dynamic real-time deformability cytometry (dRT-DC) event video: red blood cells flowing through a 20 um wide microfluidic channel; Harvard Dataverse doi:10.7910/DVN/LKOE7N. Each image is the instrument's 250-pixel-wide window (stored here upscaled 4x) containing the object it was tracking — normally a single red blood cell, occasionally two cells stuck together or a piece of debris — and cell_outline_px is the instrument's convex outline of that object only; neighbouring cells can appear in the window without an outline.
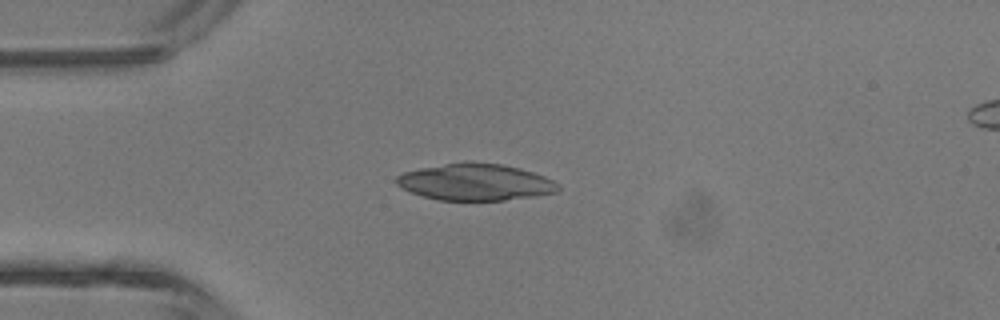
{"species": "common noctule bat (a hibernating species)", "species_latin": "Nyctalus noctula", "temperature_condition": "room temperature", "stored_images_in_passage": 4, "camera_frame_rate_fps": 3000, "um_per_image_px": 0.085, "animal": {"sex": "male", "body_mass_g": 13.3}, "frame": {"image": 1, "passage_image": 3, "time_ms": 2.667, "image_size_px": [1000, 320], "cell_outline_px": [[560, 188], [556, 192], [532, 196], [504, 200], [436, 200], [412, 192], [396, 184], [396, 176], [404, 172], [420, 168], [464, 160], [472, 160], [500, 164], [520, 168], [544, 176], [560, 184]], "centroid_in_image_um": [40.4, 15.45], "position_along_channel_um": 44.6, "area_um2": 34.68}}